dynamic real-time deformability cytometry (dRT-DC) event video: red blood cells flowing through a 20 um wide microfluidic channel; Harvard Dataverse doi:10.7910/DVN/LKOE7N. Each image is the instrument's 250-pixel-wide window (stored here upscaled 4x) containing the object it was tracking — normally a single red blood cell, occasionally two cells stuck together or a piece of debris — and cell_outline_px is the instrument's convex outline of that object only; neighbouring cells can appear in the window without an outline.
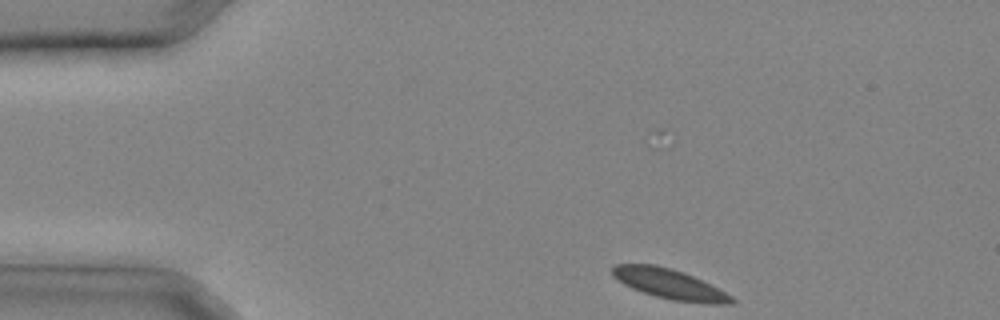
{"species": "common noctule bat (a hibernating species)", "species_latin": "Nyctalus noctula", "temperature_condition": "cold", "stored_images_in_passage": 27, "camera_frame_rate_fps": 3000, "um_per_image_px": 0.085, "animal": {"sex": "male", "body_mass_g": 20.4}, "frame": {"image": 1, "passage_image": 1, "time_ms": 0.0, "image_size_px": [1000, 320], "cell_outline_px": [[736, 300], [732, 304], [708, 304], [672, 300], [656, 296], [632, 288], [624, 284], [612, 276], [612, 268], [616, 264], [656, 264], [672, 268], [684, 272], [732, 296]], "centroid_in_image_um": [56.89, 24.14], "position_along_channel_um": 28.1, "area_um2": 20.63}}
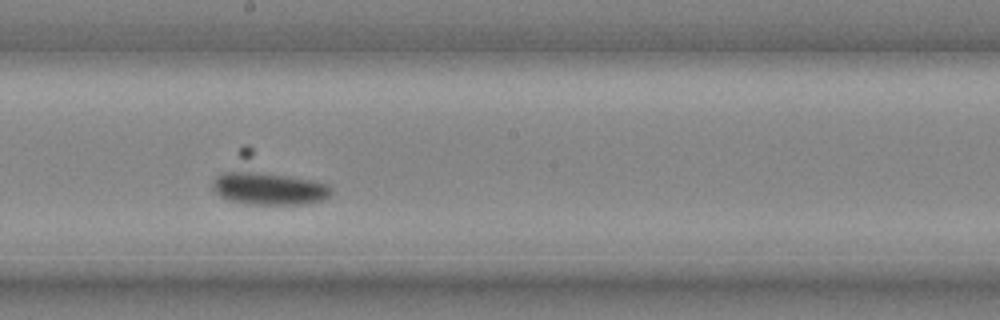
{"frame": {"image": 2, "passage_image": 14, "time_ms": 4.333, "image_size_px": [1000, 320], "cell_outline_px": [[332, 196], [324, 200], [308, 204], [248, 204], [228, 200], [220, 196], [212, 188], [212, 184], [216, 176], [240, 148], [244, 144], [328, 184], [332, 188]], "centroid_in_image_um": [22.69, 15.41], "position_along_channel_um": 225.5, "area_um2": 32.54}}
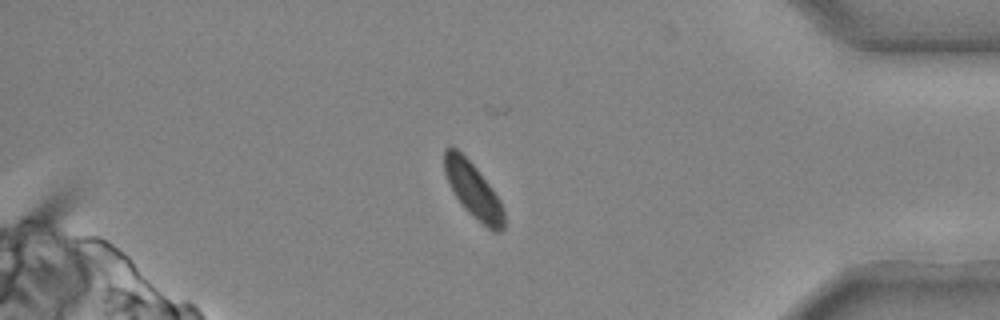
{"frame": {"image": 3, "passage_image": 24, "time_ms": 7.667, "image_size_px": [1000, 320], "cell_outline_px": [[504, 228], [500, 232], [492, 232], [476, 220], [464, 208], [456, 196], [444, 172], [444, 148], [448, 144], [452, 144], [476, 168], [492, 188], [500, 200], [504, 208]], "centroid_in_image_um": [40.23, 16.18], "position_along_channel_um": 395.0, "area_um2": 19.25}}